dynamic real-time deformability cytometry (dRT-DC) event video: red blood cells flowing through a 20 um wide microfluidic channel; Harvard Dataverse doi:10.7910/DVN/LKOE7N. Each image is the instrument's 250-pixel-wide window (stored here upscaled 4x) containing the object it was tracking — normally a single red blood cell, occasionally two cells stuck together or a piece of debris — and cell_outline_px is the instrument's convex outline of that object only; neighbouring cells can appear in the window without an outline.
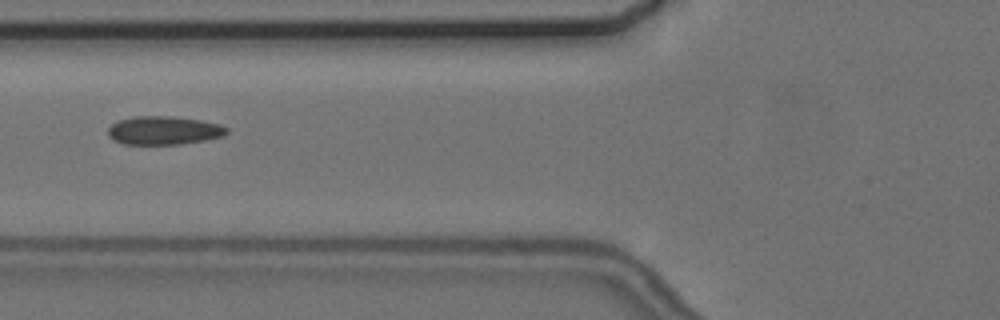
{"species": "common noctule bat (a hibernating species)", "species_latin": "Nyctalus noctula", "temperature_condition": "cold", "stored_images_in_passage": 5, "camera_frame_rate_fps": 3000, "um_per_image_px": 0.085, "animal": {"sex": "female", "body_mass_g": 24.6, "forearm_length_mm": 56.2}, "frame": {"image": 1, "passage_image": 4, "time_ms": 4.333, "image_size_px": [1000, 320], "cell_outline_px": [[228, 132], [224, 136], [204, 140], [180, 144], [124, 144], [112, 140], [108, 136], [108, 128], [112, 124], [120, 120], [136, 116], [172, 116], [200, 120], [220, 124], [228, 128]], "centroid_in_image_um": [13.92, 11.09], "position_along_channel_um": 111.9, "area_um2": 19.71}}
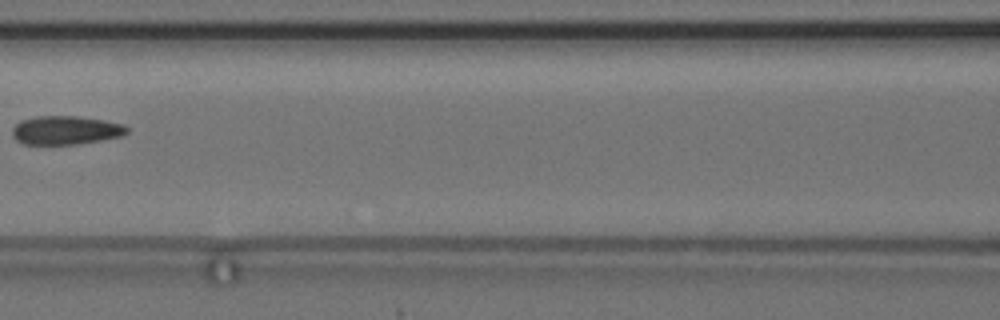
{"frame": {"image": 2, "passage_image": 5, "time_ms": 5.667, "image_size_px": [1000, 320], "cell_outline_px": [[128, 132], [120, 136], [100, 140], [76, 144], [24, 144], [16, 140], [12, 136], [12, 128], [20, 120], [36, 116], [76, 116], [104, 120], [124, 124], [128, 128]], "centroid_in_image_um": [5.56, 11.06], "position_along_channel_um": 161.0, "area_um2": 19.13}}